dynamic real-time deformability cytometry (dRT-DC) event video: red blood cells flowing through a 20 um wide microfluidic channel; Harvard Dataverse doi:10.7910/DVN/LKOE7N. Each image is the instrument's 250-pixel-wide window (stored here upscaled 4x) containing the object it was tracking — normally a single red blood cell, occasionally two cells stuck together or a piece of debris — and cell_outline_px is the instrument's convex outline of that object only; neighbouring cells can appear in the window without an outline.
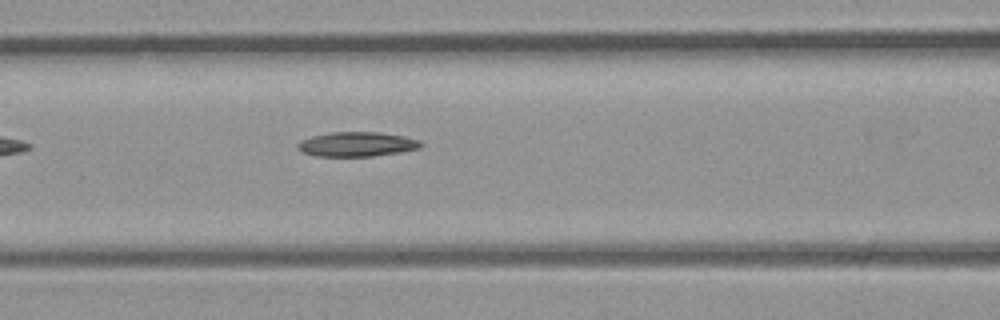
{"species": "common noctule bat (a hibernating species)", "species_latin": "Nyctalus noctula", "temperature_condition": "room temperature", "stored_images_in_passage": 5, "camera_frame_rate_fps": 3000, "um_per_image_px": 0.085, "animal": {"sex": "male", "body_mass_g": 23.1, "forearm_length_mm": 52.7}, "frame": {"image": 1, "passage_image": 5, "time_ms": 1.333, "image_size_px": [1000, 320], "cell_outline_px": [[424, 144], [420, 148], [400, 152], [372, 156], [316, 156], [304, 152], [296, 148], [296, 144], [300, 140], [312, 136], [332, 132], [380, 132], [404, 136], [420, 140]], "centroid_in_image_um": [30.34, 12.25], "position_along_channel_um": 136.3, "area_um2": 17.69}}